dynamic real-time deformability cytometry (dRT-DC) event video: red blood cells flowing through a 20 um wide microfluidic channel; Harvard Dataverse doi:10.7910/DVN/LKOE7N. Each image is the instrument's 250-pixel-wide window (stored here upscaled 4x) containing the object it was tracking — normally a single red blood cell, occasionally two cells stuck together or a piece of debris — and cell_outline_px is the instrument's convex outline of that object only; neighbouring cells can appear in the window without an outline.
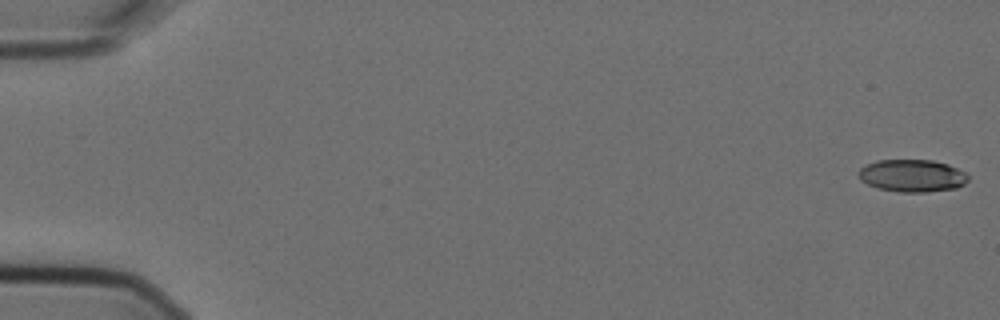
{"species": "Egyptian fruit bat (a non-hibernating species)", "species_latin": "Rousettus aegyptiacus", "temperature_condition": "cold", "stored_images_in_passage": 8, "camera_frame_rate_fps": 3000, "um_per_image_px": 0.085, "animal": {"sex": "female"}, "frame": {"image": 1, "passage_image": 1, "time_ms": 0.0, "image_size_px": [1000, 320], "cell_outline_px": [[968, 180], [964, 184], [956, 188], [928, 192], [896, 192], [876, 188], [860, 180], [856, 172], [860, 168], [876, 160], [932, 160], [948, 164], [964, 172], [968, 176]], "centroid_in_image_um": [77.5, 14.94], "position_along_channel_um": 7.5, "area_um2": 20.87}}
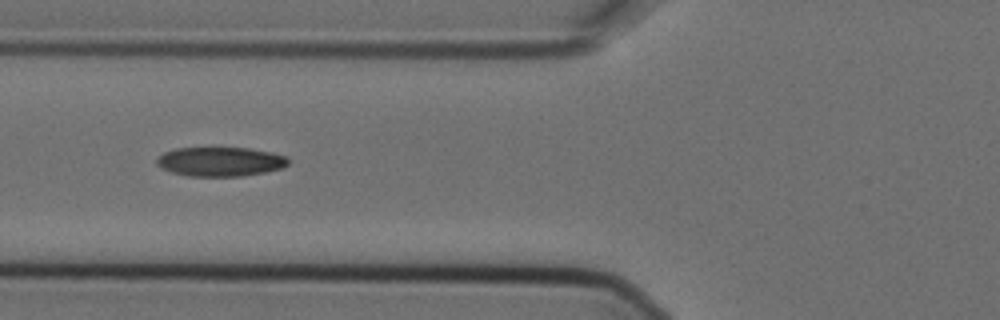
{"frame": {"image": 2, "passage_image": 7, "time_ms": 2.0, "image_size_px": [1000, 320], "cell_outline_px": [[288, 164], [280, 168], [264, 172], [244, 176], [188, 176], [172, 172], [160, 168], [156, 164], [156, 156], [164, 152], [176, 148], [248, 148], [272, 152], [288, 156]], "centroid_in_image_um": [18.69, 13.73], "position_along_channel_um": 107.1, "area_um2": 22.54}}
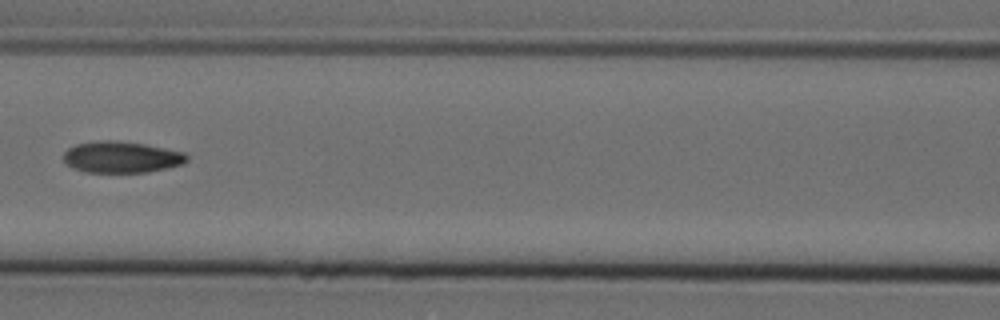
{"frame": {"image": 3, "passage_image": 8, "time_ms": 2.333, "image_size_px": [1000, 320], "cell_outline_px": [[188, 160], [184, 164], [168, 168], [148, 172], [84, 172], [72, 168], [64, 164], [64, 152], [68, 148], [76, 144], [96, 140], [116, 140], [144, 144], [184, 152], [188, 156]], "centroid_in_image_um": [10.31, 13.35], "position_along_channel_um": 156.3, "area_um2": 22.83}}